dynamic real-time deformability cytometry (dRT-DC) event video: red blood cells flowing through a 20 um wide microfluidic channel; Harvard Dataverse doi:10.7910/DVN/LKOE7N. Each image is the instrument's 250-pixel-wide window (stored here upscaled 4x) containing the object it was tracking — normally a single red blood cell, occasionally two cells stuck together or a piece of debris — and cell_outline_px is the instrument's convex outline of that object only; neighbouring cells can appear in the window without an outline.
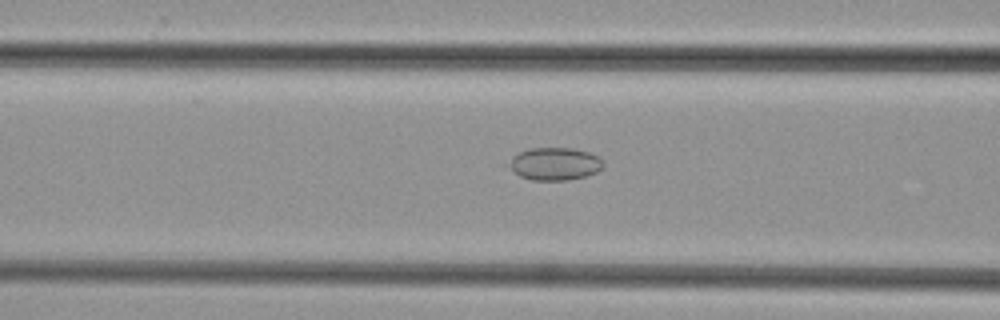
{"species": "common noctule bat (a hibernating species)", "species_latin": "Nyctalus noctula", "temperature_condition": "cold", "stored_images_in_passage": 25, "camera_frame_rate_fps": 3000, "um_per_image_px": 0.085, "animal": {"sex": "female", "body_mass_g": 29.2, "forearm_length_mm": 56.3}, "frame": {"image": 1, "passage_image": 14, "time_ms": 4.333, "image_size_px": [1000, 320], "cell_outline_px": [[604, 164], [596, 172], [584, 176], [568, 180], [532, 180], [520, 176], [500, 164], [512, 156], [528, 148], [572, 148], [588, 152], [600, 156], [604, 160]], "centroid_in_image_um": [47.06, 13.92], "position_along_channel_um": 119.5, "area_um2": 18.44}}
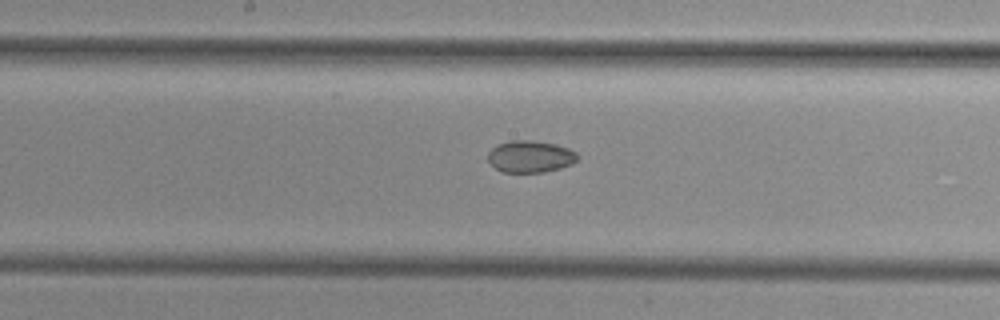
{"frame": {"image": 2, "passage_image": 20, "time_ms": 6.333, "image_size_px": [1000, 320], "cell_outline_px": [[580, 156], [572, 164], [560, 168], [544, 172], [504, 172], [496, 168], [488, 160], [488, 152], [496, 144], [512, 140], [528, 140], [556, 144], [568, 148], [576, 152]], "centroid_in_image_um": [45.08, 13.3], "position_along_channel_um": 203.1, "area_um2": 16.65}}
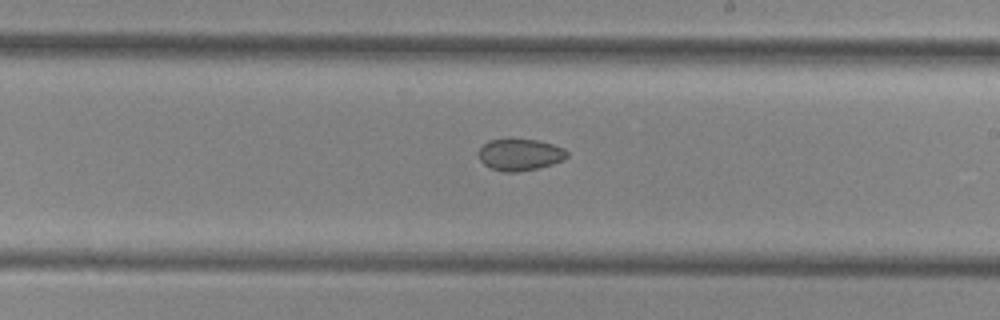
{"frame": {"image": 3, "passage_image": 23, "time_ms": 7.333, "image_size_px": [1000, 320], "cell_outline_px": [[568, 156], [564, 160], [552, 164], [520, 172], [504, 172], [492, 168], [484, 164], [480, 160], [476, 152], [488, 140], [508, 136], [512, 136], [536, 140], [552, 144], [564, 148], [568, 152]], "centroid_in_image_um": [44.16, 13.1], "position_along_channel_um": 244.8, "area_um2": 16.99}}